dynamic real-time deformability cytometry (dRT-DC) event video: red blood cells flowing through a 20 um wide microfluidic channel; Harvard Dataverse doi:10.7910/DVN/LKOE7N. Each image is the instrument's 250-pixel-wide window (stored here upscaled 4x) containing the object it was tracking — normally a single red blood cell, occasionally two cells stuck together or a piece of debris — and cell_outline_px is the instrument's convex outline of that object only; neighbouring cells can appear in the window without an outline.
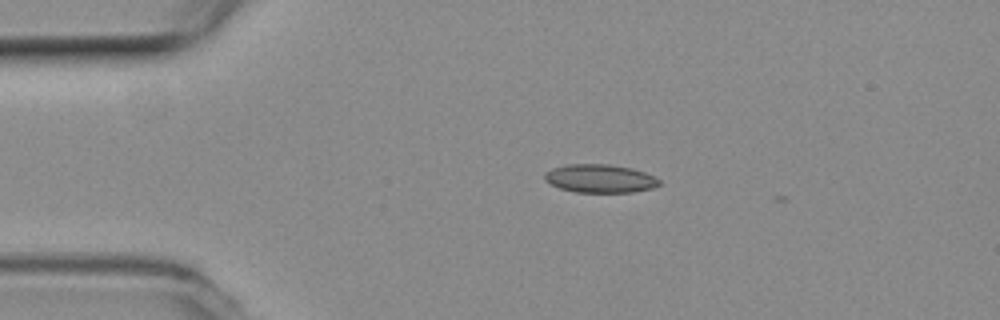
{"species": "common noctule bat (a hibernating species)", "species_latin": "Nyctalus noctula", "temperature_condition": "room temperature", "stored_images_in_passage": 2, "camera_frame_rate_fps": 3000, "um_per_image_px": 0.085, "animal": {"sex": "female", "body_mass_g": 19.3, "forearm_length_mm": 54.1}, "frame": {"image": 1, "passage_image": 1, "time_ms": 0.0, "image_size_px": [1000, 320], "cell_outline_px": [[660, 184], [652, 188], [632, 192], [576, 192], [560, 188], [544, 180], [544, 172], [552, 168], [568, 164], [608, 164], [632, 168], [644, 172], [660, 180]], "centroid_in_image_um": [50.97, 15.17], "position_along_channel_um": 34.0, "area_um2": 18.84}}